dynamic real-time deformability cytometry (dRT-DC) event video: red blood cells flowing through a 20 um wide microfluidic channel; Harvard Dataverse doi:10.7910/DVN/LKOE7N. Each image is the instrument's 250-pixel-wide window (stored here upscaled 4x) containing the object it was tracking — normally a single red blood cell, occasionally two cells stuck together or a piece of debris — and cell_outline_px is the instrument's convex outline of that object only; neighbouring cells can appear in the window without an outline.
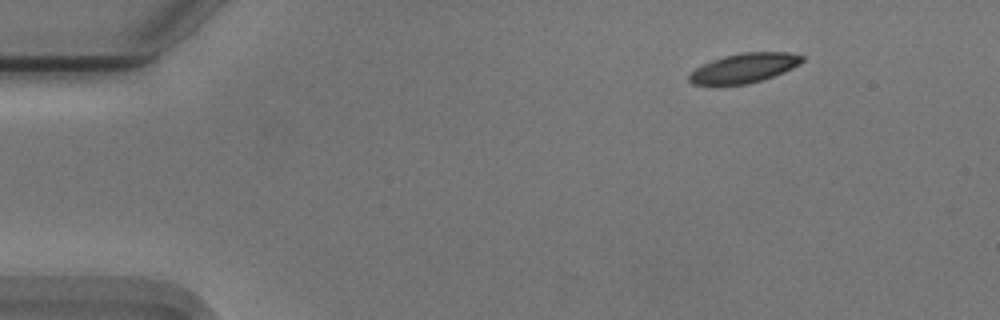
{"species": "Egyptian fruit bat (a non-hibernating species)", "species_latin": "Rousettus aegyptiacus", "temperature_condition": "cold", "stored_images_in_passage": 49, "camera_frame_rate_fps": 3000, "um_per_image_px": 0.085, "animal": {"sex": "male"}, "frame": {"image": 1, "passage_image": 1, "time_ms": 0.0, "image_size_px": [1000, 320], "cell_outline_px": [[804, 60], [792, 68], [784, 72], [760, 80], [744, 84], [692, 84], [688, 80], [688, 76], [696, 68], [712, 60], [724, 56], [740, 52], [788, 52], [804, 56]], "centroid_in_image_um": [63.26, 5.76], "position_along_channel_um": 21.7, "area_um2": 19.07}}
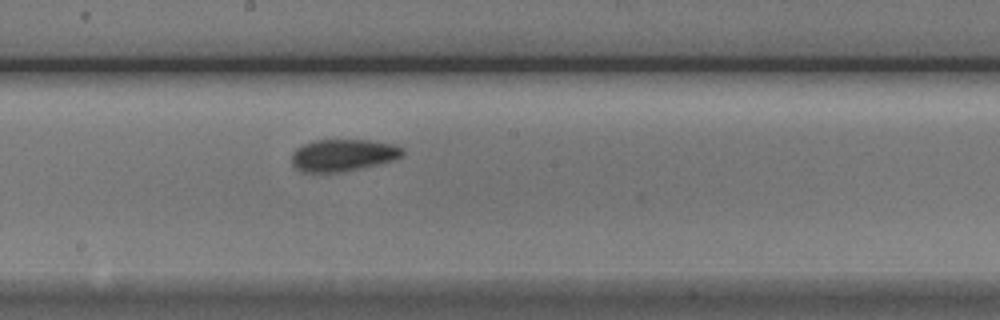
{"frame": {"image": 2, "passage_image": 24, "time_ms": 7.667, "image_size_px": [1000, 320], "cell_outline_px": [[404, 156], [392, 160], [344, 172], [300, 172], [292, 164], [292, 152], [296, 148], [304, 144], [316, 140], [368, 140], [396, 144], [404, 148]], "centroid_in_image_um": [29.17, 13.19], "position_along_channel_um": 219.0, "area_um2": 20.81}}
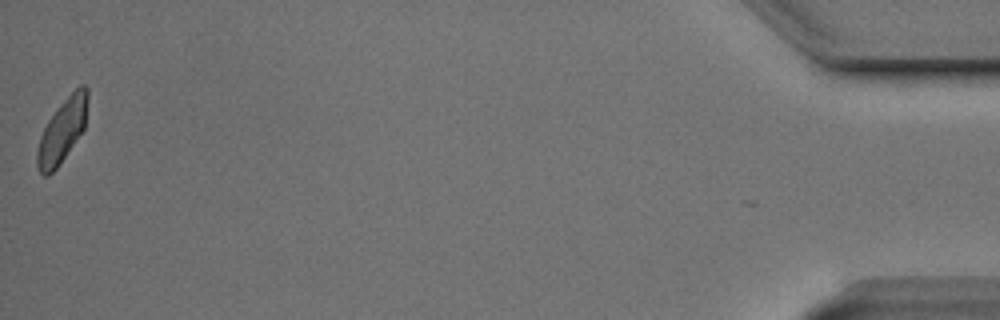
{"frame": {"image": 3, "passage_image": 49, "time_ms": 16.0, "image_size_px": [1000, 320], "cell_outline_px": [[88, 96], [84, 128], [56, 168], [48, 176], [44, 176], [40, 172], [36, 164], [36, 152], [40, 136], [48, 120], [56, 108], [80, 84], [84, 84], [88, 88]], "centroid_in_image_um": [5.27, 11.09], "position_along_channel_um": 429.9, "area_um2": 18.38}, "authors_computed_cell_mechanics": {"area_um2": 19.941, "velocity_mm_per_s": 3.6987, "shape_relaxation_time_tau1_ms": 4.0682, "shape_relaxation_time_tau2_ms": 2.2325, "deformation_change_tau1": 0.1184, "deformation_change_tau2": 0.0703}}